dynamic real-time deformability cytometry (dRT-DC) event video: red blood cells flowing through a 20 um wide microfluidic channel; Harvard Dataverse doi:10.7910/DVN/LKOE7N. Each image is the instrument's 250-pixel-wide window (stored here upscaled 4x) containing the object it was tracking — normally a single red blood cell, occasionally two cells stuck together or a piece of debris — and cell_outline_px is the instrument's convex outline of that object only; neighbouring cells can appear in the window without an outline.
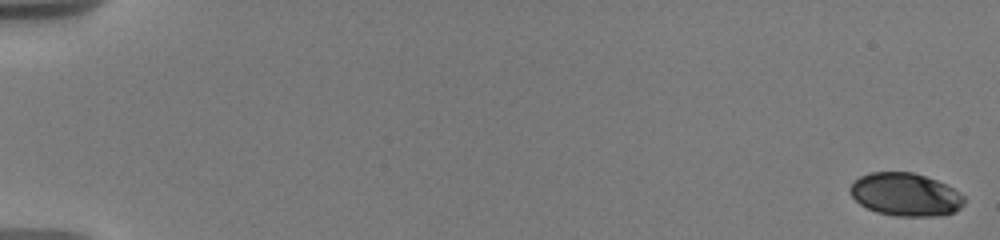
{"species": "human", "species_latin": "Homo sapiens", "temperature_condition": "warm", "stored_images_in_passage": 11, "camera_frame_rate_fps": 3000, "um_per_image_px": 0.085, "donor": {"sex": "male"}, "frame": {"image": 1, "passage_image": 1, "time_ms": 0.0, "image_size_px": [1000, 240], "cell_outline_px": [[964, 204], [960, 208], [944, 216], [896, 216], [876, 212], [860, 204], [848, 192], [848, 188], [860, 176], [868, 172], [912, 172], [936, 180], [960, 192], [964, 196]], "centroid_in_image_um": [76.95, 16.54], "position_along_channel_um": 8.0, "area_um2": 28.61}}
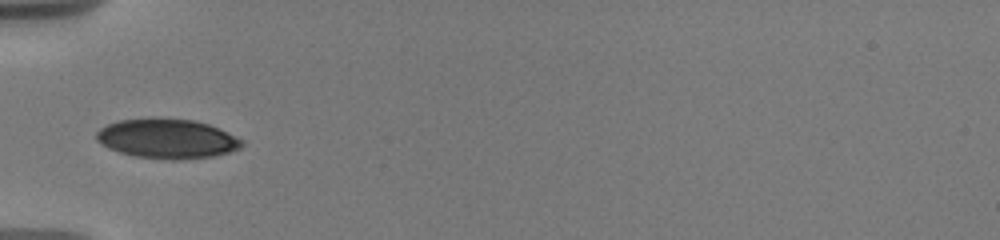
{"frame": {"image": 2, "passage_image": 7, "time_ms": 6.667, "image_size_px": [1000, 240], "cell_outline_px": [[244, 144], [240, 148], [228, 152], [212, 156], [136, 156], [120, 152], [108, 148], [96, 140], [96, 132], [100, 128], [108, 124], [120, 120], [152, 116], [160, 116], [196, 120], [208, 124], [236, 136], [244, 140]], "centroid_in_image_um": [14.17, 11.69], "position_along_channel_um": 70.8, "area_um2": 32.83}}
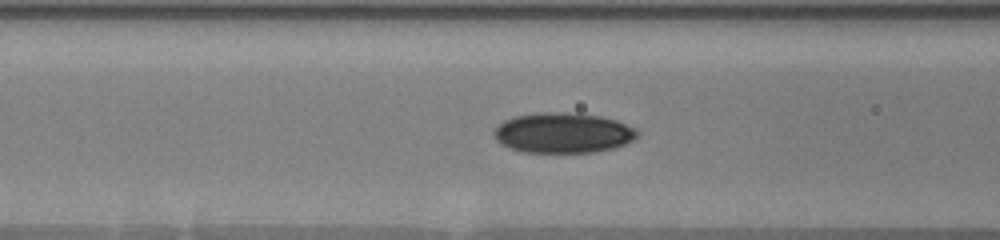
{"frame": {"image": 3, "passage_image": 10, "time_ms": 8.0, "image_size_px": [1000, 240], "cell_outline_px": [[640, 132], [632, 140], [624, 144], [612, 148], [592, 152], [520, 152], [500, 144], [496, 140], [492, 132], [504, 120], [512, 116], [540, 112], [576, 112], [600, 116], [616, 120], [636, 128]], "centroid_in_image_um": [47.83, 11.28], "position_along_channel_um": 118.8, "area_um2": 33.87}}